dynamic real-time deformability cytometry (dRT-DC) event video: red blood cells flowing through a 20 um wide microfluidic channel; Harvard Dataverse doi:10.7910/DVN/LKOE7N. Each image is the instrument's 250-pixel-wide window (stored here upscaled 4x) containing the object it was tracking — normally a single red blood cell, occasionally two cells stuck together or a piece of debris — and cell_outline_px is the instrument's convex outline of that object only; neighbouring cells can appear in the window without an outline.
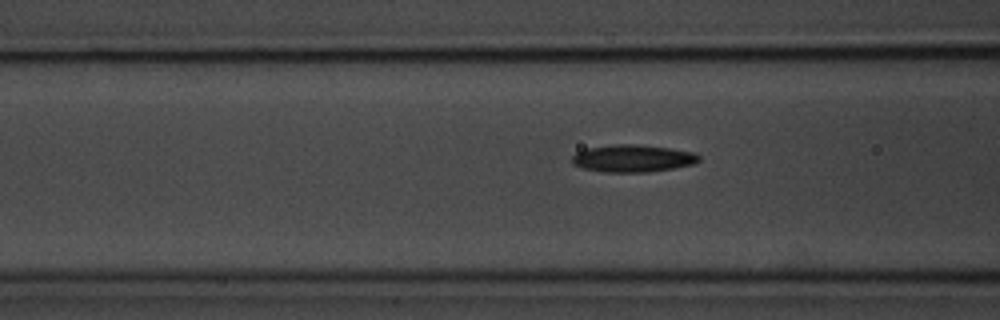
{"species": "common noctule bat (a hibernating species)", "species_latin": "Nyctalus noctula", "temperature_condition": "room temperature", "stored_images_in_passage": 36, "camera_frame_rate_fps": 3000, "um_per_image_px": 0.085, "animal": {"sex": "male", "body_mass_g": 20.1, "forearm_length_mm": 53.5}, "frame": {"image": 1, "passage_image": 8, "time_ms": 2.333, "image_size_px": [1000, 320], "cell_outline_px": [[700, 160], [692, 164], [672, 168], [648, 172], [604, 172], [584, 168], [572, 164], [572, 156], [576, 152], [588, 148], [616, 144], [632, 144], [668, 148], [692, 152], [700, 156]], "centroid_in_image_um": [53.75, 13.46], "position_along_channel_um": 112.8, "area_um2": 19.94}}
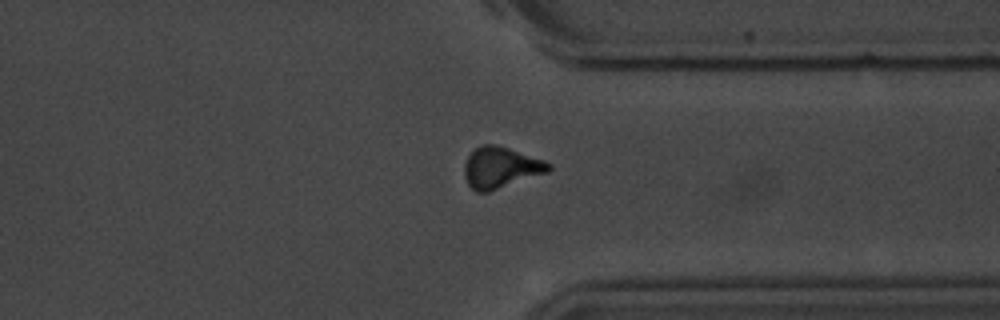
{"frame": {"image": 2, "passage_image": 29, "time_ms": 9.333, "image_size_px": [1000, 320], "cell_outline_px": [[552, 168], [548, 172], [488, 192], [476, 192], [468, 184], [464, 176], [464, 164], [468, 156], [480, 144], [492, 144], [508, 148], [544, 160], [552, 164]], "centroid_in_image_um": [42.55, 14.25], "position_along_channel_um": 368.8, "area_um2": 20.11}}
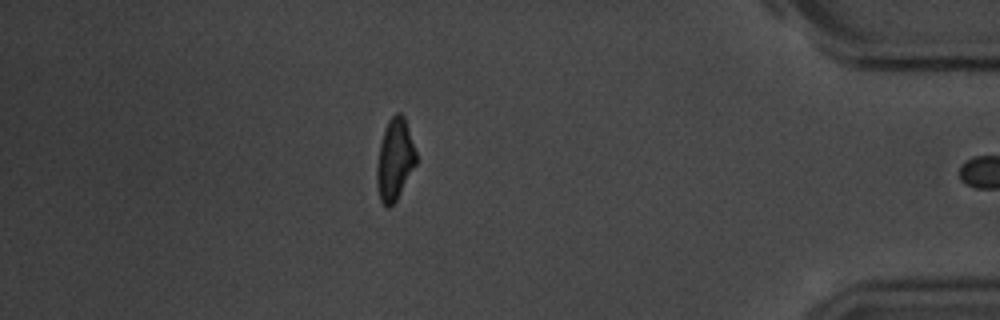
{"frame": {"image": 3, "passage_image": 35, "time_ms": 11.333, "image_size_px": [1000, 320], "cell_outline_px": [[416, 164], [396, 200], [388, 208], [380, 200], [376, 184], [376, 168], [380, 144], [384, 128], [388, 120], [396, 112], [400, 112], [404, 116], [416, 152]], "centroid_in_image_um": [33.54, 13.54], "position_along_channel_um": 401.7, "area_um2": 18.55}}